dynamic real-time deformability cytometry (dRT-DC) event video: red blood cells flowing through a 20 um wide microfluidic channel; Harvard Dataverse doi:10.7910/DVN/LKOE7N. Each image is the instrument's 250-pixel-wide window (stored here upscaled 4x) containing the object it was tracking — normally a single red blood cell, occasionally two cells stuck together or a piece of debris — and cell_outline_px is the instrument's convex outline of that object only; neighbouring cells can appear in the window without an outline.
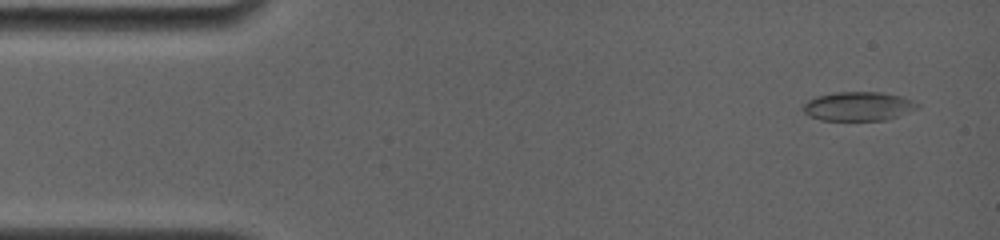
{"species": "common noctule bat (a hibernating species)", "species_latin": "Nyctalus noctula", "temperature_condition": "room temperature", "stored_images_in_passage": 13, "camera_frame_rate_fps": 4000, "um_per_image_px": 0.085, "animal": {"sex": "female", "body_mass_g": 19.0, "forearm_length_mm": 56.7}, "frame": {"image": 1, "passage_image": 2, "time_ms": 0.75, "image_size_px": [1000, 240], "cell_outline_px": [[920, 104], [916, 108], [896, 116], [884, 120], [820, 120], [808, 116], [800, 108], [808, 100], [816, 96], [836, 92], [880, 92], [900, 96]], "centroid_in_image_um": [72.87, 9.03], "position_along_channel_um": 12.1, "area_um2": 19.13}}
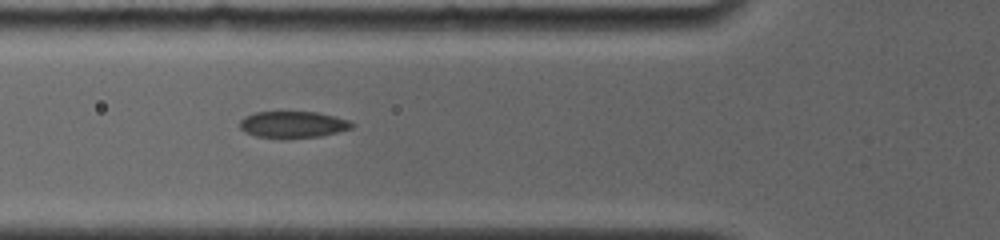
{"frame": {"image": 2, "passage_image": 10, "time_ms": 5.75, "image_size_px": [1000, 240], "cell_outline_px": [[356, 124], [352, 128], [320, 136], [288, 140], [280, 140], [256, 136], [244, 132], [240, 128], [240, 120], [244, 116], [256, 112], [316, 112], [348, 120]], "centroid_in_image_um": [24.86, 10.62], "position_along_channel_um": 100.9, "area_um2": 17.74}}
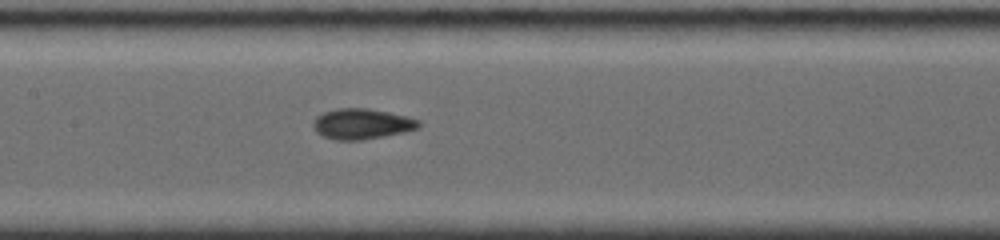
{"frame": {"image": 3, "passage_image": 13, "time_ms": 7.75, "image_size_px": [1000, 240], "cell_outline_px": [[420, 128], [404, 132], [384, 136], [360, 140], [336, 140], [324, 136], [316, 132], [312, 128], [312, 124], [316, 116], [324, 112], [336, 108], [368, 108], [388, 112], [420, 120]], "centroid_in_image_um": [30.73, 10.53], "position_along_channel_um": 176.7, "area_um2": 18.79}}